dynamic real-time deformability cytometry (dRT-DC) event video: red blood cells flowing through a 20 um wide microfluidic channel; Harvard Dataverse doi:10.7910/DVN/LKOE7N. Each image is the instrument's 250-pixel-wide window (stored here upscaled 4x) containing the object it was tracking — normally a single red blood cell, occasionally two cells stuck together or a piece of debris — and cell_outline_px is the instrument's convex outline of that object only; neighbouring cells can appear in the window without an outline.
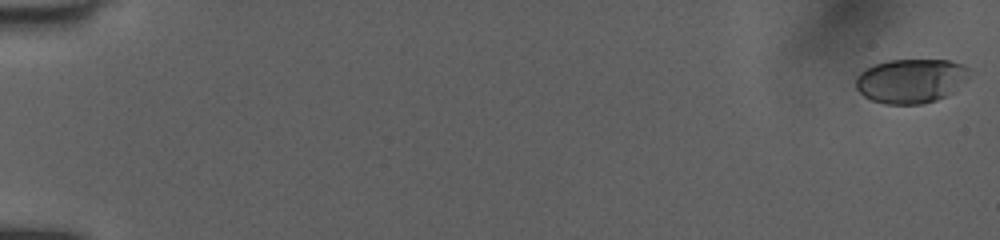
{"species": "human", "species_latin": "Homo sapiens", "temperature_condition": "room temperature", "stored_images_in_passage": 53, "camera_frame_rate_fps": 3000, "um_per_image_px": 0.085, "donor": {"sex": "female"}, "frame": {"image": 1, "passage_image": 1, "time_ms": 0.0, "image_size_px": [1000, 240], "cell_outline_px": [[968, 76], [956, 92], [948, 96], [924, 104], [884, 104], [872, 100], [864, 96], [856, 88], [856, 76], [864, 68], [888, 60], [948, 60], [964, 64], [968, 68]], "centroid_in_image_um": [77.44, 6.88], "position_along_channel_um": 7.6, "area_um2": 29.59}}
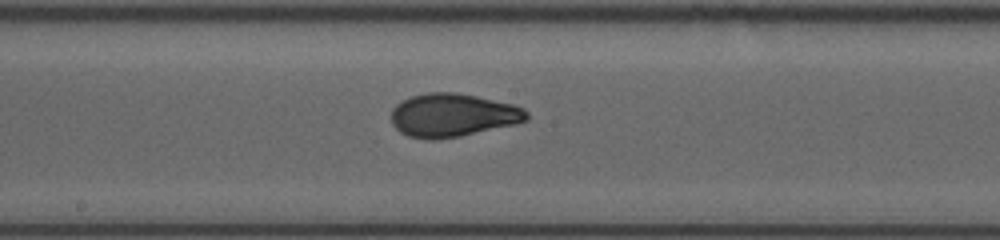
{"frame": {"image": 2, "passage_image": 30, "time_ms": 9.667, "image_size_px": [1000, 240], "cell_outline_px": [[528, 120], [516, 124], [460, 136], [432, 140], [428, 140], [408, 136], [400, 132], [392, 124], [392, 108], [400, 100], [412, 96], [428, 92], [452, 92], [476, 96], [512, 104], [524, 108], [528, 112]], "centroid_in_image_um": [38.47, 9.79], "position_along_channel_um": 209.7, "area_um2": 34.22}}
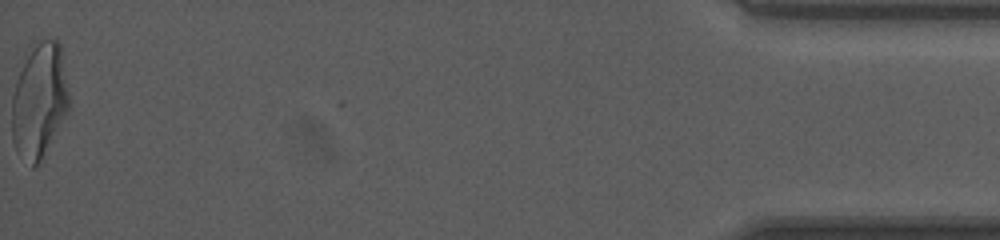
{"frame": {"image": 3, "passage_image": 53, "time_ms": 17.333, "image_size_px": [1000, 240], "cell_outline_px": [[72, 104], [68, 112], [40, 164], [32, 168], [16, 152], [12, 140], [12, 96], [16, 80], [24, 52], [28, 44], [40, 40], [56, 40], [60, 44]], "centroid_in_image_um": [3.34, 8.53], "position_along_channel_um": 431.9, "area_um2": 39.71}, "authors_computed_cell_mechanics": {"area_um2": 33.0616, "velocity_mm_per_s": 4.0508, "shape_relaxation_time_tau1_ms": 5.7599, "shape_relaxation_time_tau2_ms": 0.7979, "deformation_change_tau1": 0.2057, "deformation_change_tau2": 0.0611}}